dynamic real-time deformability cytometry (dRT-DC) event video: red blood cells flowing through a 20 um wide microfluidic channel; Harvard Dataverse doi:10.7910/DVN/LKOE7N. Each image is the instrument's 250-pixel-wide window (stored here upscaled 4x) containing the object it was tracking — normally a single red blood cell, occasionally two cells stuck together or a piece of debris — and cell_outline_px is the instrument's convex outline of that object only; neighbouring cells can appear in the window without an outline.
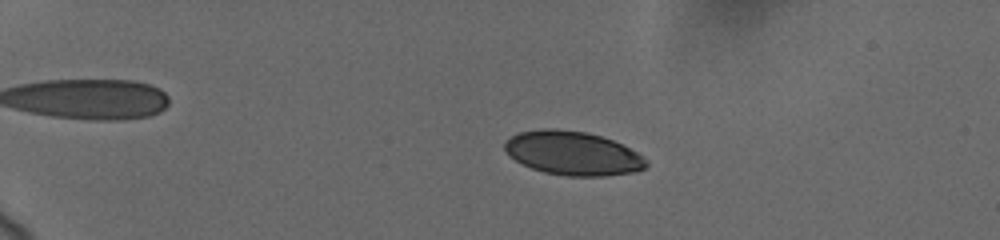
{"species": "human", "species_latin": "Homo sapiens", "temperature_condition": "cold", "stored_images_in_passage": 50, "camera_frame_rate_fps": 3000, "um_per_image_px": 0.085, "donor": {"sex": "female"}, "frame": {"image": 1, "passage_image": 12, "time_ms": 4.333, "image_size_px": [1000, 240], "cell_outline_px": [[648, 164], [644, 168], [636, 172], [604, 176], [564, 176], [544, 172], [532, 168], [516, 160], [504, 148], [504, 144], [512, 136], [520, 132], [544, 128], [556, 128], [588, 132], [612, 140], [636, 152]], "centroid_in_image_um": [48.68, 13.03], "position_along_channel_um": 36.3, "area_um2": 35.78}}
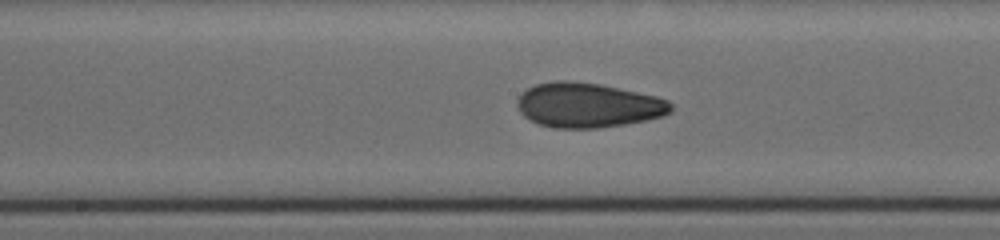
{"frame": {"image": 2, "passage_image": 32, "time_ms": 11.0, "image_size_px": [1000, 240], "cell_outline_px": [[672, 112], [664, 116], [648, 120], [624, 124], [596, 128], [556, 128], [540, 124], [524, 116], [520, 112], [516, 104], [516, 100], [528, 88], [536, 84], [556, 80], [564, 80], [600, 84], [656, 96], [668, 100], [672, 104]], "centroid_in_image_um": [50.0, 8.94], "position_along_channel_um": 198.2, "area_um2": 39.94}}
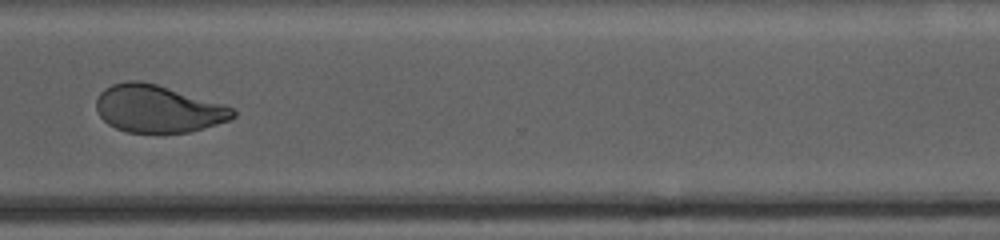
{"frame": {"image": 3, "passage_image": 49, "time_ms": 15.333, "image_size_px": [1000, 240], "cell_outline_px": [[236, 116], [228, 120], [204, 128], [188, 132], [128, 132], [116, 128], [108, 124], [100, 116], [96, 108], [96, 100], [100, 92], [104, 88], [112, 84], [128, 80], [140, 80], [156, 84], [224, 104], [232, 108], [236, 112]], "centroid_in_image_um": [13.4, 9.23], "position_along_channel_um": 357.2, "area_um2": 37.57}}